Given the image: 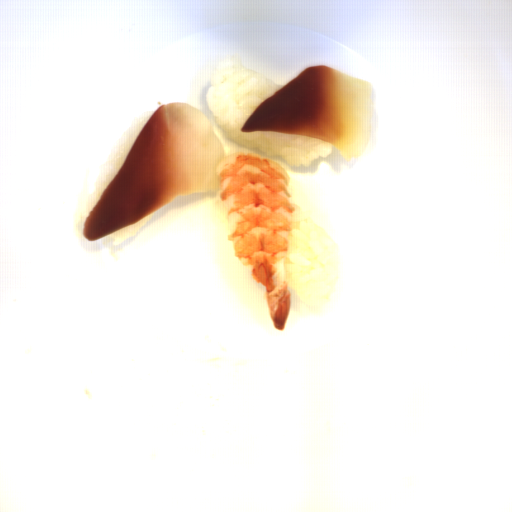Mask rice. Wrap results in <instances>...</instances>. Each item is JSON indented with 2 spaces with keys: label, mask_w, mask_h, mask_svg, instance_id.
I'll list each match as a JSON object with an SVG mask.
<instances>
[{
  "label": "rice",
  "mask_w": 512,
  "mask_h": 512,
  "mask_svg": "<svg viewBox=\"0 0 512 512\" xmlns=\"http://www.w3.org/2000/svg\"><path fill=\"white\" fill-rule=\"evenodd\" d=\"M155 110H149L143 117H141L130 129H128L121 137L120 141L118 142L117 146L115 147L113 153L111 154L110 158L108 159L106 165L104 166L103 170L101 171L94 188L90 194V197L86 203L83 216L80 222L81 230L83 228L84 222L90 212L92 211L93 207L95 206L96 202L100 198L103 191L106 189V187L109 185V183L112 181L114 176L116 175L117 171L125 161L133 143L135 142L142 126L145 124V122L149 119V117L153 114Z\"/></svg>",
  "instance_id": "rice-3"
},
{
  "label": "rice",
  "mask_w": 512,
  "mask_h": 512,
  "mask_svg": "<svg viewBox=\"0 0 512 512\" xmlns=\"http://www.w3.org/2000/svg\"><path fill=\"white\" fill-rule=\"evenodd\" d=\"M284 85L231 58L218 64L208 82L205 104L226 140L306 168L334 152V144L308 135L241 129L258 105Z\"/></svg>",
  "instance_id": "rice-1"
},
{
  "label": "rice",
  "mask_w": 512,
  "mask_h": 512,
  "mask_svg": "<svg viewBox=\"0 0 512 512\" xmlns=\"http://www.w3.org/2000/svg\"><path fill=\"white\" fill-rule=\"evenodd\" d=\"M156 211L147 215L141 220L135 222L134 224L117 230L115 232H112L95 242L89 240V245L91 249L95 251H106L108 249L123 244L124 242L135 236L138 233V231L154 217Z\"/></svg>",
  "instance_id": "rice-4"
},
{
  "label": "rice",
  "mask_w": 512,
  "mask_h": 512,
  "mask_svg": "<svg viewBox=\"0 0 512 512\" xmlns=\"http://www.w3.org/2000/svg\"><path fill=\"white\" fill-rule=\"evenodd\" d=\"M297 231H289L284 273L295 295L308 302L329 297L339 281L341 254L324 229L293 202Z\"/></svg>",
  "instance_id": "rice-2"
}]
</instances>
